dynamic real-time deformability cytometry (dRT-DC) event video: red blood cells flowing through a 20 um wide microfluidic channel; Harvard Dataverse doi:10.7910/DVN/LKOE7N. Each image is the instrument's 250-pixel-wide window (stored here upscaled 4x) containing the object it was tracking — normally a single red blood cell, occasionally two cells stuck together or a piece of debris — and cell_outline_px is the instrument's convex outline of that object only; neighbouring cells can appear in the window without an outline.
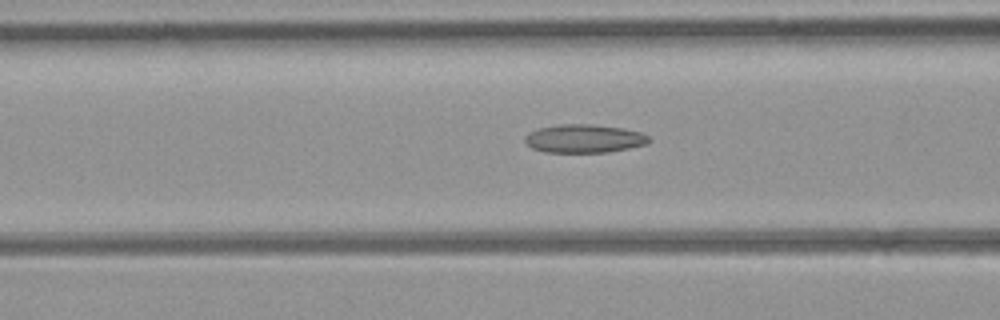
{"species": "common noctule bat (a hibernating species)", "species_latin": "Nyctalus noctula", "temperature_condition": "room temperature", "stored_images_in_passage": 47, "camera_frame_rate_fps": 3000, "um_per_image_px": 0.085, "animal": {"sex": "female", "body_mass_g": 21.9}, "frame": {"image": 1, "passage_image": 18, "time_ms": 5.667, "image_size_px": [1000, 320], "cell_outline_px": [[652, 140], [648, 144], [608, 152], [544, 152], [532, 148], [524, 140], [524, 136], [528, 132], [540, 128], [560, 124], [592, 124], [624, 128], [640, 132], [648, 136]], "centroid_in_image_um": [49.66, 11.78], "position_along_channel_um": 116.9, "area_um2": 20.58}}
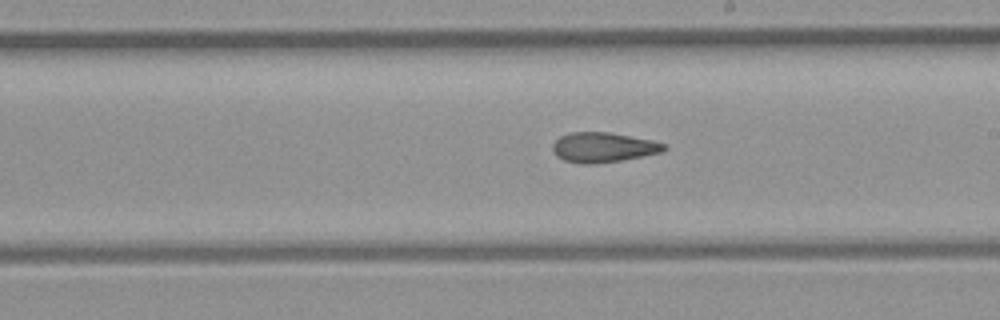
{"frame": {"image": 2, "passage_image": 27, "time_ms": 8.667, "image_size_px": [1000, 320], "cell_outline_px": [[668, 148], [660, 152], [620, 160], [596, 164], [580, 164], [564, 160], [556, 156], [552, 152], [552, 144], [560, 136], [568, 132], [608, 132], [652, 140], [664, 144]], "centroid_in_image_um": [51.2, 12.52], "position_along_channel_um": 237.8, "area_um2": 19.36}}
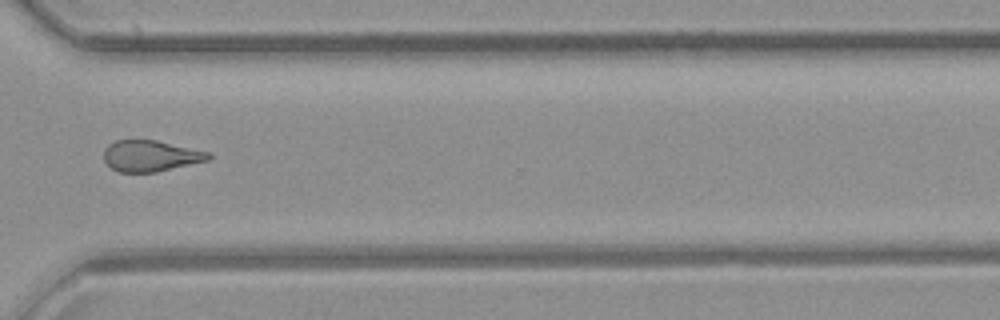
{"frame": {"image": 3, "passage_image": 36, "time_ms": 11.667, "image_size_px": [1000, 320], "cell_outline_px": [[212, 156], [208, 160], [156, 172], [120, 172], [112, 168], [104, 160], [104, 148], [108, 144], [116, 140], [156, 140], [212, 152]], "centroid_in_image_um": [12.82, 13.24], "position_along_channel_um": 357.8, "area_um2": 19.02}, "authors_computed_cell_mechanics": {"area_um2": 19.9988, "velocity_mm_per_s": 4.015, "shape_relaxation_time_tau1_ms": null, "shape_relaxation_time_tau2_ms": 4.9765, "deformation_change_tau1": null, "deformation_change_tau2": 0.1352}}